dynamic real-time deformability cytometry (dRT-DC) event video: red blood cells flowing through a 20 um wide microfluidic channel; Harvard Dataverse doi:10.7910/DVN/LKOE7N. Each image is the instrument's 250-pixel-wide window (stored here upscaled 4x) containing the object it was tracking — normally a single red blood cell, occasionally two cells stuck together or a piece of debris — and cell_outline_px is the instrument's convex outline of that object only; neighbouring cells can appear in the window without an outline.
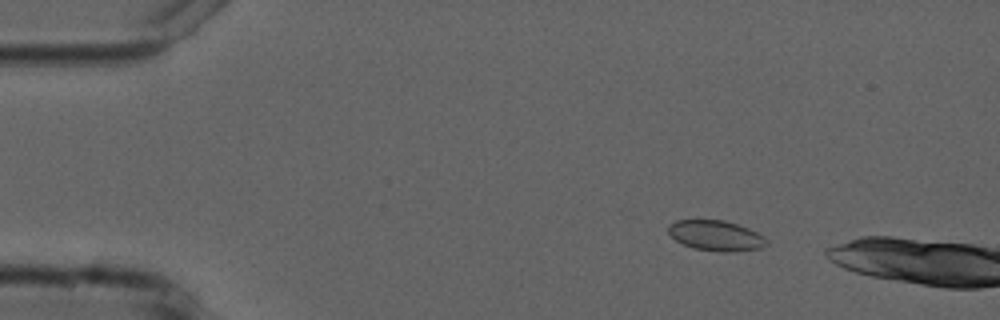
{"species": "common noctule bat (a hibernating species)", "species_latin": "Nyctalus noctula", "temperature_condition": "cold", "stored_images_in_passage": 3, "camera_frame_rate_fps": 3000, "um_per_image_px": 0.085, "animal": {"sex": "male", "forearm_length_mm": 52.5}, "frame": {"image": 1, "passage_image": 2, "time_ms": 2.0, "image_size_px": [1000, 320], "cell_outline_px": [[768, 244], [760, 248], [736, 252], [720, 252], [692, 248], [676, 240], [668, 232], [668, 224], [676, 220], [724, 220], [748, 228], [764, 236]], "centroid_in_image_um": [60.85, 20.03], "position_along_channel_um": 24.2, "area_um2": 17.4}}